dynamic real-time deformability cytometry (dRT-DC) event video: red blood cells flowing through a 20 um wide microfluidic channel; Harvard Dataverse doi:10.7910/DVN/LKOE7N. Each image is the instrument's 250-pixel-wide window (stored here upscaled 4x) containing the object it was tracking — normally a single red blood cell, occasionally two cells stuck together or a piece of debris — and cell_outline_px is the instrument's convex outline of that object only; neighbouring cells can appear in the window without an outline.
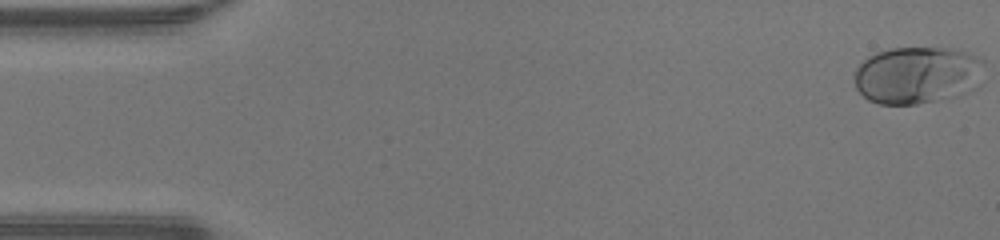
{"species": "human", "species_latin": "Homo sapiens", "temperature_condition": "warm", "stored_images_in_passage": 48, "camera_frame_rate_fps": 3000, "um_per_image_px": 0.085, "donor": {"sex": "male"}, "frame": {"image": 1, "passage_image": 1, "time_ms": 0.0, "image_size_px": [1000, 240], "cell_outline_px": [[984, 64], [948, 96], [916, 104], [880, 104], [868, 100], [856, 88], [856, 68], [868, 56], [876, 52], [892, 48], [940, 48], [964, 52], [980, 56], [984, 60]], "centroid_in_image_um": [77.7, 6.33], "position_along_channel_um": 7.3, "area_um2": 40.46}}
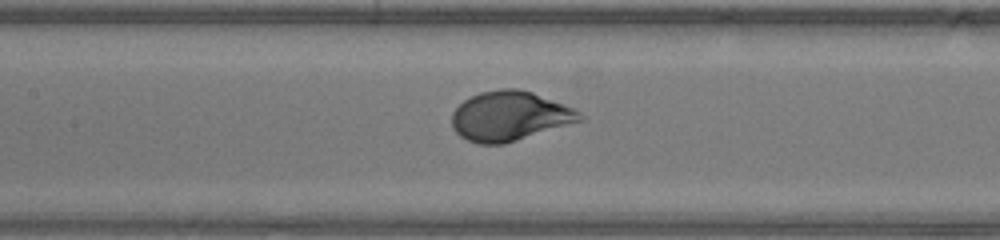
{"frame": {"image": 2, "passage_image": 22, "time_ms": 7.0, "image_size_px": [1000, 240], "cell_outline_px": [[584, 120], [504, 144], [480, 144], [468, 140], [460, 136], [452, 128], [452, 112], [464, 100], [480, 92], [500, 88], [520, 88], [532, 92], [564, 104], [580, 112], [584, 116]], "centroid_in_image_um": [43.32, 9.86], "position_along_channel_um": 164.1, "area_um2": 36.93}}
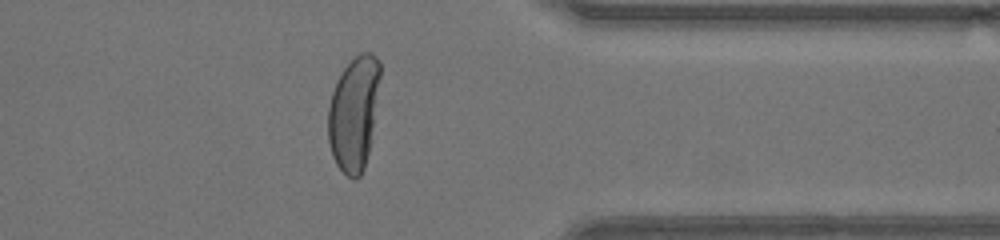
{"frame": {"image": 3, "passage_image": 38, "time_ms": 12.333, "image_size_px": [1000, 240], "cell_outline_px": [[380, 76], [368, 152], [364, 168], [360, 176], [356, 180], [352, 180], [336, 164], [332, 156], [328, 140], [328, 108], [332, 92], [344, 68], [360, 52], [372, 52], [380, 60]], "centroid_in_image_um": [30.06, 9.63], "position_along_channel_um": 381.3, "area_um2": 34.1}, "authors_computed_cell_mechanics": {"area_um2": 37.1076, "velocity_mm_per_s": 4.3096, "shape_relaxation_time_tau1_ms": 2.71, "shape_relaxation_time_tau2_ms": null, "deformation_change_tau1": 0.2066, "deformation_change_tau2": null}}